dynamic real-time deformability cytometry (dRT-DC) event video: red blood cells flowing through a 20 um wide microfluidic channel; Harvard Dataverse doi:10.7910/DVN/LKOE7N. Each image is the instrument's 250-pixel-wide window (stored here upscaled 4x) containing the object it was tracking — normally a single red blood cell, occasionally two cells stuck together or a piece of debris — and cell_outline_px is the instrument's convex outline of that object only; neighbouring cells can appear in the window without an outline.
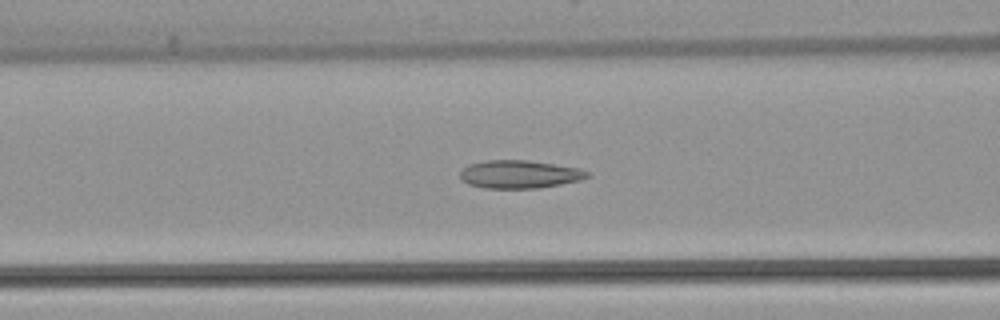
{"species": "common noctule bat (a hibernating species)", "species_latin": "Nyctalus noctula", "temperature_condition": "warm", "stored_images_in_passage": 52, "camera_frame_rate_fps": 3000, "um_per_image_px": 0.085, "animal": {"sex": "female", "body_mass_g": 22.7, "forearm_length_mm": 54.2}, "frame": {"image": 1, "passage_image": 21, "time_ms": 6.667, "image_size_px": [1000, 320], "cell_outline_px": [[592, 176], [580, 180], [540, 188], [488, 188], [468, 184], [460, 180], [460, 172], [468, 164], [484, 160], [528, 160], [580, 168], [588, 172]], "centroid_in_image_um": [44.15, 14.81], "position_along_channel_um": 122.4, "area_um2": 20.87}}
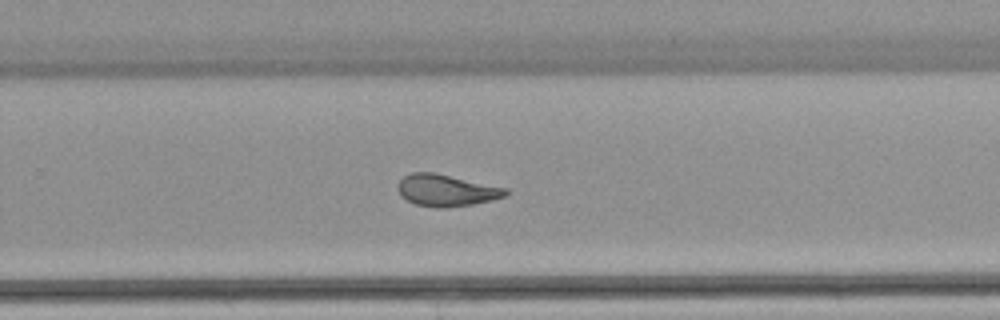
{"frame": {"image": 2, "passage_image": 34, "time_ms": 11.0, "image_size_px": [1000, 320], "cell_outline_px": [[508, 196], [492, 200], [472, 204], [444, 208], [436, 208], [416, 204], [400, 196], [396, 188], [400, 180], [404, 176], [412, 172], [432, 172], [508, 188]], "centroid_in_image_um": [37.94, 16.18], "position_along_channel_um": 291.9, "area_um2": 20.0}}
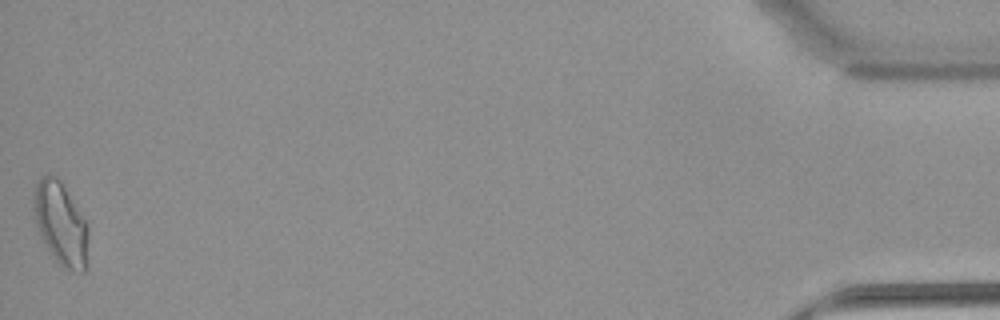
{"frame": {"image": 3, "passage_image": 52, "time_ms": 17.0, "image_size_px": [1000, 320], "cell_outline_px": [[88, 268], [84, 272], [80, 272], [64, 268], [48, 252], [36, 228], [32, 208], [32, 200], [36, 184], [48, 172], [56, 176], [60, 180], [88, 224]], "centroid_in_image_um": [5.16, 19.04], "position_along_channel_um": 430.0, "area_um2": 26.99}, "authors_computed_cell_mechanics": {"area_um2": 21.1837, "velocity_mm_per_s": 3.9245, "shape_relaxation_time_tau1_ms": null, "shape_relaxation_time_tau2_ms": 1.6919, "deformation_change_tau1": null, "deformation_change_tau2": 0.0727}}